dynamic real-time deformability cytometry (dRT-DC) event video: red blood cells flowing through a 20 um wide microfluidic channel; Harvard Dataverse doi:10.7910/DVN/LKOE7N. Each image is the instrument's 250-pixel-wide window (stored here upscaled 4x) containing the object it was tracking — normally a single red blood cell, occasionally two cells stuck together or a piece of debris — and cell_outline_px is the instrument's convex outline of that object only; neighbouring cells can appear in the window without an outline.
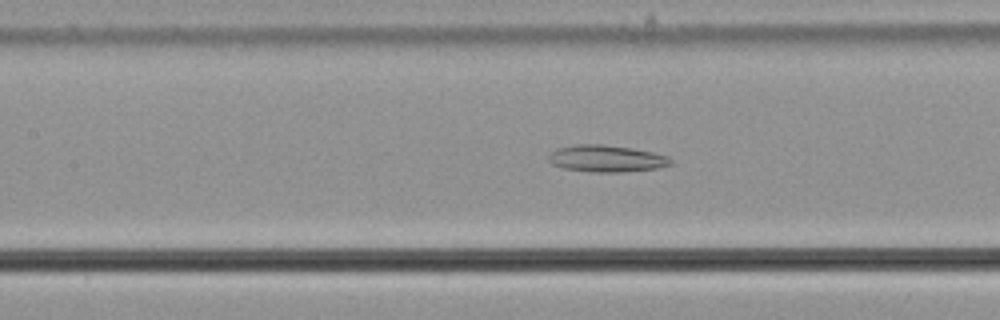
{"species": "common noctule bat (a hibernating species)", "species_latin": "Nyctalus noctula", "temperature_condition": "cold", "stored_images_in_passage": 57, "camera_frame_rate_fps": 3000, "um_per_image_px": 0.085, "animal": {"sex": "male", "body_mass_g": 21.5, "forearm_length_mm": 52.0}, "frame": {"image": 1, "passage_image": 25, "time_ms": 8.0, "image_size_px": [1000, 320], "cell_outline_px": [[672, 164], [660, 168], [620, 172], [592, 172], [564, 168], [552, 164], [548, 160], [548, 156], [556, 148], [576, 144], [600, 144], [632, 148], [652, 152], [668, 156], [672, 160]], "centroid_in_image_um": [51.55, 13.48], "position_along_channel_um": 155.8, "area_um2": 19.13}}
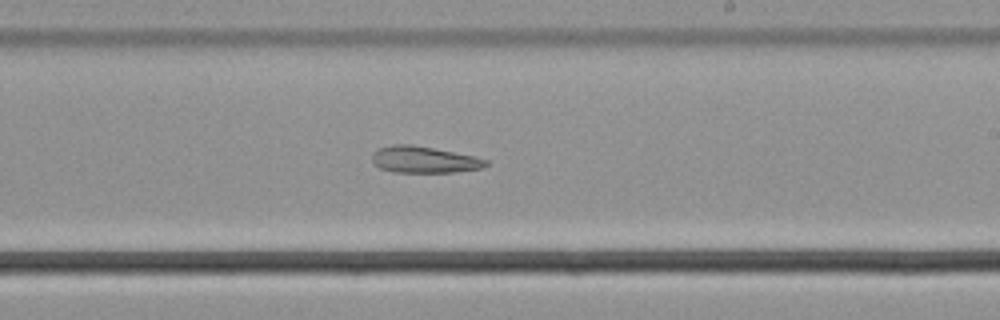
{"frame": {"image": 2, "passage_image": 33, "time_ms": 10.667, "image_size_px": [1000, 320], "cell_outline_px": [[488, 164], [484, 168], [452, 172], [392, 172], [380, 168], [372, 160], [372, 156], [380, 148], [392, 144], [408, 144], [432, 148], [476, 156], [488, 160]], "centroid_in_image_um": [36.09, 13.57], "position_along_channel_um": 252.9, "area_um2": 17.46}}
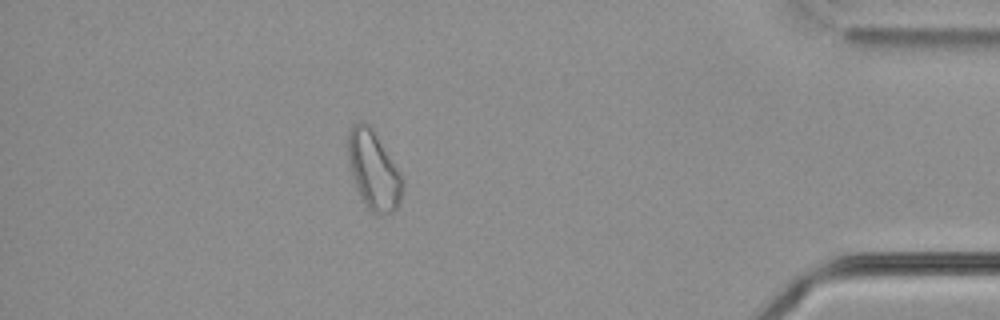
{"frame": {"image": 3, "passage_image": 49, "time_ms": 16.0, "image_size_px": [1000, 320], "cell_outline_px": [[404, 188], [400, 200], [396, 208], [392, 212], [380, 216], [376, 216], [364, 204], [356, 188], [352, 176], [348, 156], [348, 132], [352, 124], [360, 120], [364, 120], [368, 124], [400, 172], [404, 180]], "centroid_in_image_um": [31.75, 14.5], "position_along_channel_um": 403.4, "area_um2": 24.91}}